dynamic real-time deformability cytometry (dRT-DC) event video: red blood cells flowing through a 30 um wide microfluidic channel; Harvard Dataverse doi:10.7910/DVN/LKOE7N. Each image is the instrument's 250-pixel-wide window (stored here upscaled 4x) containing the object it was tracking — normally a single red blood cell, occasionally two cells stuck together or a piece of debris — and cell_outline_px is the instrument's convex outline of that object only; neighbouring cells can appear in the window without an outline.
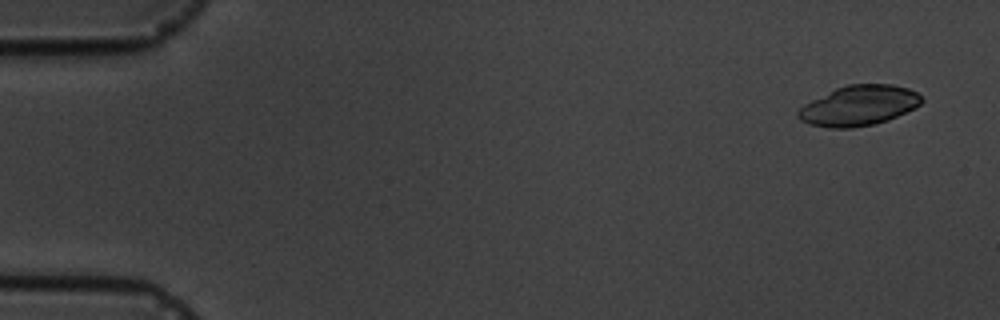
{"species": "common noctule bat (a hibernating species)", "species_latin": "Nyctalus noctula", "temperature_condition": "cold", "stored_images_in_passage": 5, "camera_frame_rate_fps": 3000, "um_per_image_px": 0.085, "animal": {"sex": "male", "body_mass_g": 19.5, "forearm_length_mm": 54.6}, "frame": {"image": 1, "passage_image": 1, "time_ms": 0.0, "image_size_px": [1000, 320], "cell_outline_px": [[924, 100], [916, 108], [888, 120], [872, 124], [852, 128], [828, 128], [808, 124], [800, 120], [796, 116], [796, 112], [804, 104], [836, 88], [848, 84], [892, 84], [908, 88], [916, 92]], "centroid_in_image_um": [73.0, 8.98], "position_along_channel_um": 12.0, "area_um2": 28.96}}